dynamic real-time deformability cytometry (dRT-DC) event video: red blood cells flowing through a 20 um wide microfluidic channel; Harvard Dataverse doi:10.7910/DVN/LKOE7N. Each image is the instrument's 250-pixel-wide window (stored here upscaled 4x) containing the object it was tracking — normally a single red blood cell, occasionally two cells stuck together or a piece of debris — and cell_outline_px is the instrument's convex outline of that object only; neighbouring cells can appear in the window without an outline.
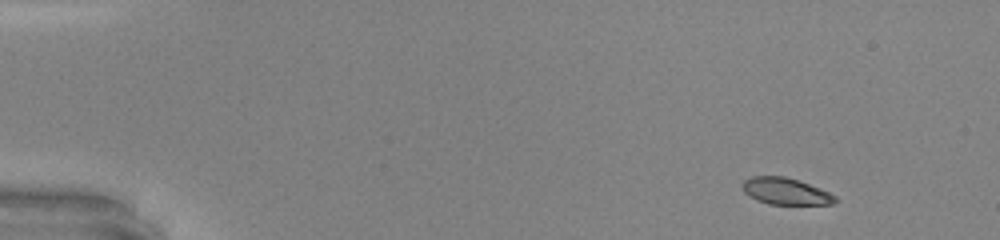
{"species": "common noctule bat (a hibernating species)", "species_latin": "Nyctalus noctula", "temperature_condition": "warm", "stored_images_in_passage": 45, "camera_frame_rate_fps": 3000, "um_per_image_px": 0.085, "animal": {"sex": "male", "body_mass_g": 20.0, "forearm_length_mm": 53.3}, "frame": {"image": 1, "passage_image": 1, "time_ms": 0.0, "image_size_px": [1000, 240], "cell_outline_px": [[832, 200], [824, 204], [776, 204], [764, 200], [756, 196], [752, 180], [768, 176], [772, 176], [792, 180], [804, 184], [824, 192]], "centroid_in_image_um": [66.96, 16.3], "position_along_channel_um": 18.0, "area_um2": 11.16}}
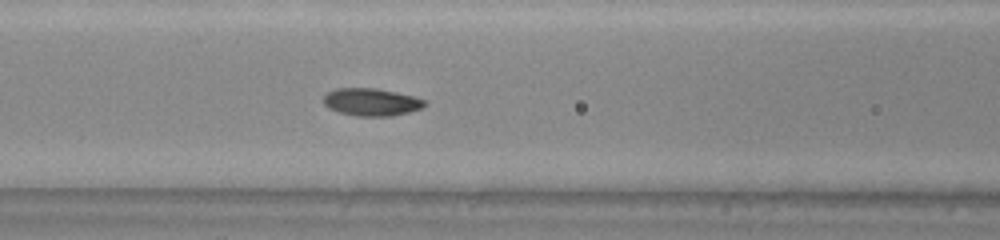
{"frame": {"image": 2, "passage_image": 18, "time_ms": 5.667, "image_size_px": [1000, 240], "cell_outline_px": [[420, 104], [416, 108], [400, 112], [352, 112], [336, 108], [328, 104], [328, 96], [336, 92], [384, 92], [404, 96], [420, 100]], "centroid_in_image_um": [31.62, 8.68], "position_along_channel_um": 135.0, "area_um2": 11.21}}
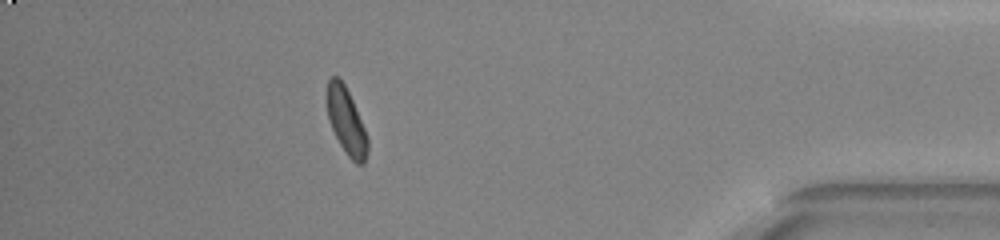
{"frame": {"image": 3, "passage_image": 40, "time_ms": 13.0, "image_size_px": [1000, 240], "cell_outline_px": [[364, 160], [356, 160], [344, 148], [332, 124], [328, 112], [328, 84], [332, 80], [340, 80], [352, 104], [364, 132]], "centroid_in_image_um": [29.37, 10.23], "position_along_channel_um": 405.8, "area_um2": 12.6}, "authors_computed_cell_mechanics": {"area_um2": 11.7912, "velocity_mm_per_s": 4.2559, "shape_relaxation_time_tau1_ms": 3.1168, "shape_relaxation_time_tau2_ms": 1.6858, "deformation_change_tau1": 0.1276, "deformation_change_tau2": 0.0795}}